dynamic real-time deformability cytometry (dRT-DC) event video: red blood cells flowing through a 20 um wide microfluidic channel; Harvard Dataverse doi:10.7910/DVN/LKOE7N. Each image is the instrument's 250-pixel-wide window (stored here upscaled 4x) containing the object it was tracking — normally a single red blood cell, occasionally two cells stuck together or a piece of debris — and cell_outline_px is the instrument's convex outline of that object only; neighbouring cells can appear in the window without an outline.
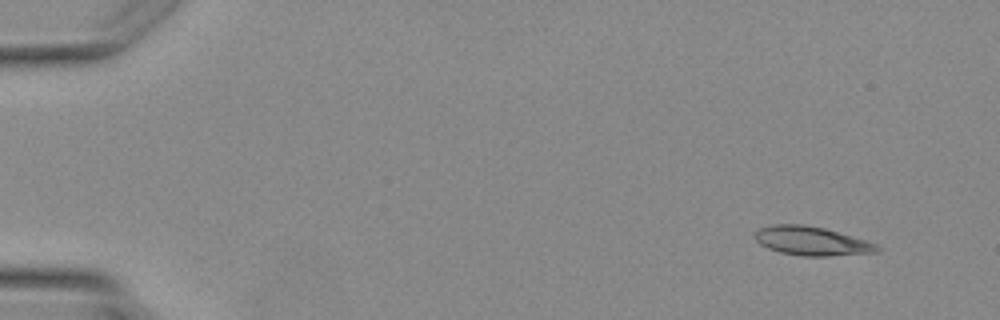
{"species": "Egyptian fruit bat (a non-hibernating species)", "species_latin": "Rousettus aegyptiacus", "temperature_condition": "warm", "stored_images_in_passage": 4, "camera_frame_rate_fps": 3000, "um_per_image_px": 0.085, "animal": {"sex": "female"}, "frame": {"image": 1, "passage_image": 1, "time_ms": 0.0, "image_size_px": [1000, 320], "cell_outline_px": [[880, 252], [828, 256], [800, 256], [780, 252], [768, 248], [760, 244], [752, 236], [760, 228], [776, 224], [804, 224], [824, 228], [868, 240], [876, 244], [880, 248]], "centroid_in_image_um": [69.01, 20.49], "position_along_channel_um": 16.0, "area_um2": 20.69}}